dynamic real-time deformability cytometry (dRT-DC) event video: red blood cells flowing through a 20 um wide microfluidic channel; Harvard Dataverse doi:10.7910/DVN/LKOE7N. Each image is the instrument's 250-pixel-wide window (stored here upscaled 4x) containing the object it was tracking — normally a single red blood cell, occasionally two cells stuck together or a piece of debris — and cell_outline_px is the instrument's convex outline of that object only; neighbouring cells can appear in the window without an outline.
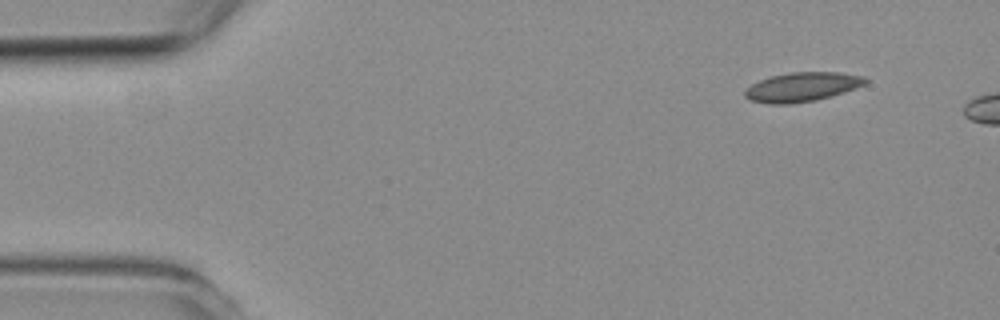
{"species": "common noctule bat (a hibernating species)", "species_latin": "Nyctalus noctula", "temperature_condition": "room temperature", "stored_images_in_passage": 2, "camera_frame_rate_fps": 3000, "um_per_image_px": 0.085, "animal": {"sex": "female", "body_mass_g": 19.3, "forearm_length_mm": 54.1}, "frame": {"image": 1, "passage_image": 2, "time_ms": 2.0, "image_size_px": [1000, 320], "cell_outline_px": [[868, 80], [864, 84], [856, 88], [844, 92], [816, 100], [788, 104], [768, 104], [752, 100], [744, 96], [744, 92], [752, 84], [760, 80], [772, 76], [788, 72], [840, 72], [864, 76]], "centroid_in_image_um": [68.19, 7.38], "position_along_channel_um": 16.8, "area_um2": 20.4}}